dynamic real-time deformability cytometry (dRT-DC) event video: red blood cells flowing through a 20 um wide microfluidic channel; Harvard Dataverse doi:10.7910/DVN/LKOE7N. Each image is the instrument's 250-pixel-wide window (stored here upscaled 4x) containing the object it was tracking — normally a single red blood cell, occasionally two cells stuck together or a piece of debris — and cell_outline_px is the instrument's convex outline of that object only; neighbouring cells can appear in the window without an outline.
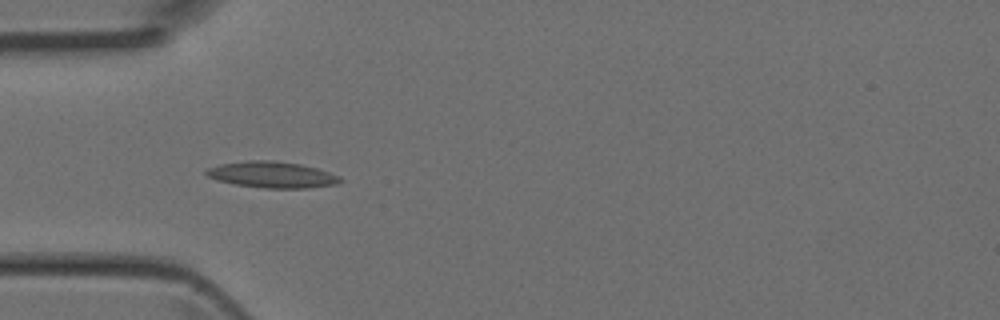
{"species": "Egyptian fruit bat (a non-hibernating species)", "species_latin": "Rousettus aegyptiacus", "temperature_condition": "room temperature", "stored_images_in_passage": 5, "camera_frame_rate_fps": 3000, "um_per_image_px": 0.085, "animal": {"sex": "female"}, "frame": {"image": 1, "passage_image": 4, "time_ms": 1.0, "image_size_px": [1000, 320], "cell_outline_px": [[344, 180], [336, 184], [308, 188], [264, 188], [236, 184], [216, 180], [208, 176], [204, 172], [208, 168], [220, 164], [248, 160], [272, 160], [300, 164], [316, 168], [340, 176]], "centroid_in_image_um": [23.13, 14.85], "position_along_channel_um": 61.9, "area_um2": 20.4}}
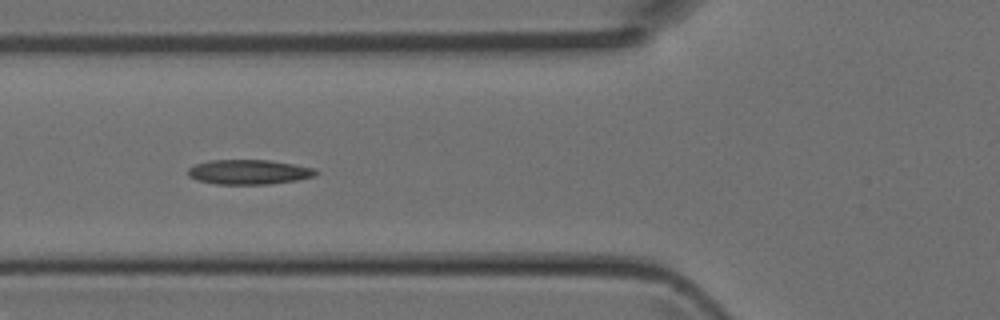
{"frame": {"image": 2, "passage_image": 5, "time_ms": 1.333, "image_size_px": [1000, 320], "cell_outline_px": [[320, 172], [316, 176], [296, 180], [268, 184], [216, 184], [196, 180], [188, 176], [188, 168], [196, 164], [208, 160], [268, 160], [316, 168]], "centroid_in_image_um": [21.16, 14.62], "position_along_channel_um": 104.6, "area_um2": 18.5}}